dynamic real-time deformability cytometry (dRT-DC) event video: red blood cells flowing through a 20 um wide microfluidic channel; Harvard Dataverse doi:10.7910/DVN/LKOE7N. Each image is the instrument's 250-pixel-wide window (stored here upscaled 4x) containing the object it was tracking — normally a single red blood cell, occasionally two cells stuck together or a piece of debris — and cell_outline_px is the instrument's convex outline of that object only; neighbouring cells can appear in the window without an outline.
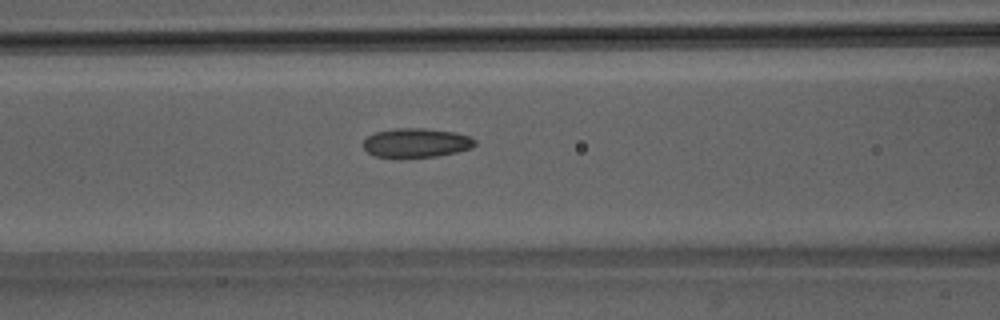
{"species": "Egyptian fruit bat (a non-hibernating species)", "species_latin": "Rousettus aegyptiacus", "temperature_condition": "room temperature", "stored_images_in_passage": 51, "camera_frame_rate_fps": 3000, "um_per_image_px": 0.085, "animal": {"sex": "male"}, "frame": {"image": 1, "passage_image": 22, "time_ms": 7.0, "image_size_px": [1000, 320], "cell_outline_px": [[476, 144], [472, 148], [456, 152], [436, 156], [400, 160], [376, 156], [368, 152], [364, 148], [364, 140], [368, 136], [376, 132], [396, 128], [424, 128], [456, 132], [472, 136], [476, 140]], "centroid_in_image_um": [35.4, 12.17], "position_along_channel_um": 131.2, "area_um2": 19.59}}
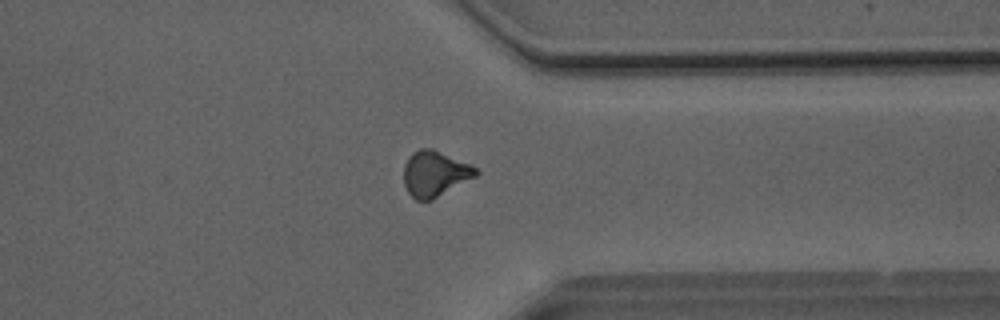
{"frame": {"image": 2, "passage_image": 40, "time_ms": 13.0, "image_size_px": [1000, 320], "cell_outline_px": [[480, 172], [476, 176], [432, 200], [416, 200], [408, 192], [404, 184], [404, 164], [408, 156], [412, 152], [420, 148], [432, 148], [472, 164]], "centroid_in_image_um": [36.96, 14.74], "position_along_channel_um": 374.4, "area_um2": 19.31}}
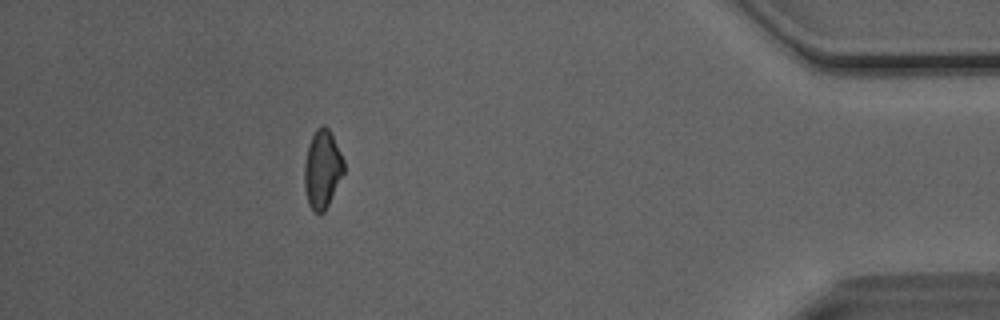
{"frame": {"image": 3, "passage_image": 46, "time_ms": 15.0, "image_size_px": [1000, 320], "cell_outline_px": [[344, 172], [324, 212], [312, 212], [308, 204], [304, 188], [304, 164], [308, 148], [312, 136], [316, 128], [324, 124], [328, 128], [344, 160]], "centroid_in_image_um": [27.38, 14.4], "position_along_channel_um": 407.8, "area_um2": 17.8}, "authors_computed_cell_mechanics": {"area_um2": 19.0162, "velocity_mm_per_s": 4.1056, "shape_relaxation_time_tau1_ms": null, "shape_relaxation_time_tau2_ms": 3.0045, "deformation_change_tau1": null, "deformation_change_tau2": 0.1024}}